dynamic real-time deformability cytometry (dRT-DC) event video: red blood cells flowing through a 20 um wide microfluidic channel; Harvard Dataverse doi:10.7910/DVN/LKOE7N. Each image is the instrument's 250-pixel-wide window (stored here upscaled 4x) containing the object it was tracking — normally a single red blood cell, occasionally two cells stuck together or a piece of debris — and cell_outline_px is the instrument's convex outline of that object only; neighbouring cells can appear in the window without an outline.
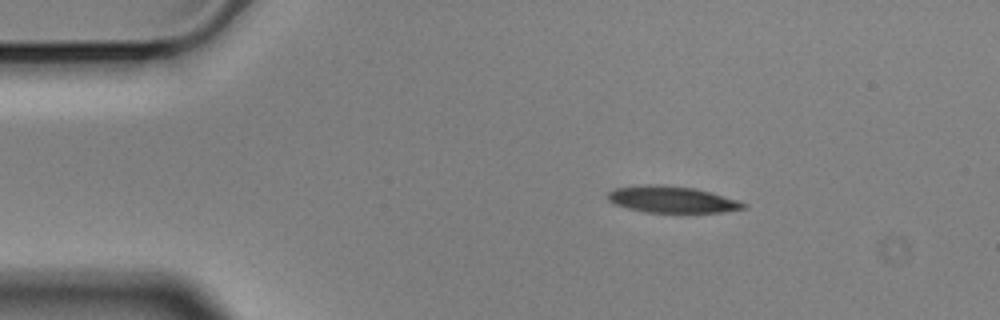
{"species": "Egyptian fruit bat (a non-hibernating species)", "species_latin": "Rousettus aegyptiacus", "temperature_condition": "cold", "stored_images_in_passage": 48, "camera_frame_rate_fps": 3000, "um_per_image_px": 0.085, "animal": {"sex": "male"}, "frame": {"image": 1, "passage_image": 1, "time_ms": 0.0, "image_size_px": [1000, 320], "cell_outline_px": [[748, 204], [744, 208], [720, 212], [684, 216], [644, 212], [612, 204], [608, 200], [608, 192], [612, 188], [696, 188], [736, 200]], "centroid_in_image_um": [57.19, 17.08], "position_along_channel_um": 27.8, "area_um2": 20.63}}
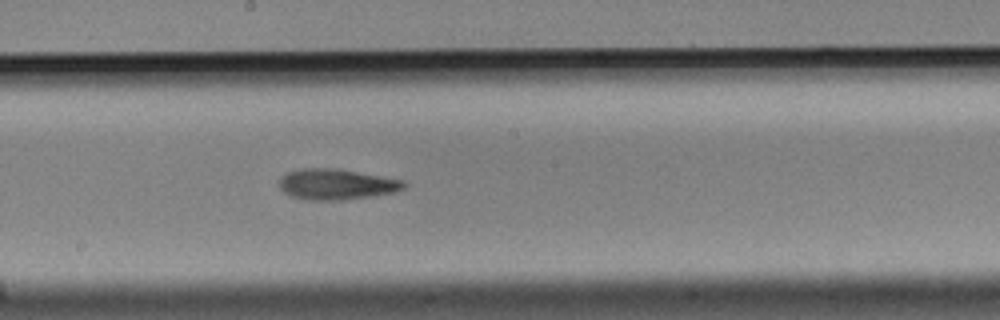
{"frame": {"image": 2, "passage_image": 22, "time_ms": 7.0, "image_size_px": [1000, 320], "cell_outline_px": [[408, 184], [404, 188], [392, 192], [368, 196], [340, 200], [308, 200], [292, 196], [284, 192], [280, 188], [280, 180], [288, 172], [300, 168], [336, 168], [404, 180]], "centroid_in_image_um": [28.6, 15.65], "position_along_channel_um": 219.6, "area_um2": 22.02}}
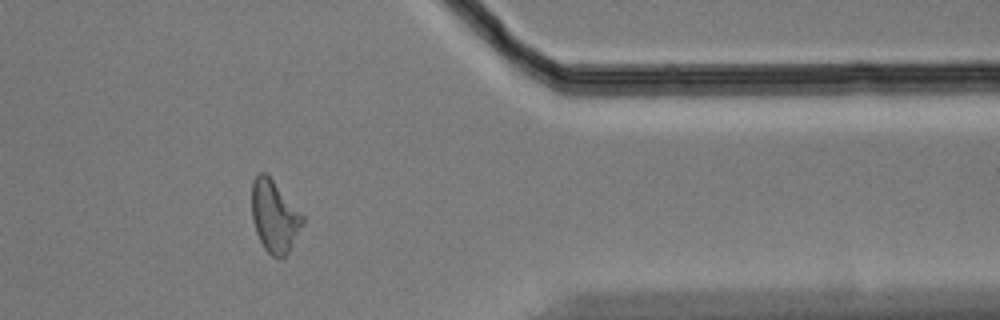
{"frame": {"image": 3, "passage_image": 38, "time_ms": 12.333, "image_size_px": [1000, 320], "cell_outline_px": [[304, 224], [288, 252], [280, 260], [272, 256], [264, 248], [256, 232], [252, 220], [252, 180], [260, 172], [264, 172], [272, 180], [304, 216]], "centroid_in_image_um": [23.32, 18.42], "position_along_channel_um": 388.1, "area_um2": 21.1}, "authors_computed_cell_mechanics": {"area_um2": 21.4727, "velocity_mm_per_s": 3.5096, "shape_relaxation_time_tau1_ms": 5.3479, "shape_relaxation_time_tau2_ms": null, "deformation_change_tau1": 0.1752, "deformation_change_tau2": null}}